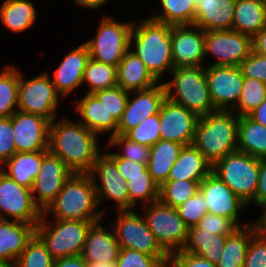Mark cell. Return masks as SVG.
<instances>
[{
    "instance_id": "cell-1",
    "label": "cell",
    "mask_w": 266,
    "mask_h": 267,
    "mask_svg": "<svg viewBox=\"0 0 266 267\" xmlns=\"http://www.w3.org/2000/svg\"><path fill=\"white\" fill-rule=\"evenodd\" d=\"M54 119L49 125V151L73 173H89L96 161L99 137L79 121Z\"/></svg>"
},
{
    "instance_id": "cell-2",
    "label": "cell",
    "mask_w": 266,
    "mask_h": 267,
    "mask_svg": "<svg viewBox=\"0 0 266 267\" xmlns=\"http://www.w3.org/2000/svg\"><path fill=\"white\" fill-rule=\"evenodd\" d=\"M144 19L133 22L129 48L145 63L148 71L159 82L165 72L170 73L174 68L171 25L151 18Z\"/></svg>"
},
{
    "instance_id": "cell-3",
    "label": "cell",
    "mask_w": 266,
    "mask_h": 267,
    "mask_svg": "<svg viewBox=\"0 0 266 267\" xmlns=\"http://www.w3.org/2000/svg\"><path fill=\"white\" fill-rule=\"evenodd\" d=\"M97 192L88 173H73L56 198L42 212L57 220L100 221L105 210L98 211Z\"/></svg>"
},
{
    "instance_id": "cell-4",
    "label": "cell",
    "mask_w": 266,
    "mask_h": 267,
    "mask_svg": "<svg viewBox=\"0 0 266 267\" xmlns=\"http://www.w3.org/2000/svg\"><path fill=\"white\" fill-rule=\"evenodd\" d=\"M238 122L232 110H216L198 118L193 145L213 165L237 150Z\"/></svg>"
},
{
    "instance_id": "cell-5",
    "label": "cell",
    "mask_w": 266,
    "mask_h": 267,
    "mask_svg": "<svg viewBox=\"0 0 266 267\" xmlns=\"http://www.w3.org/2000/svg\"><path fill=\"white\" fill-rule=\"evenodd\" d=\"M170 74L172 80L164 83L169 100L186 107L197 118L217 110L211 100L205 66L177 67Z\"/></svg>"
},
{
    "instance_id": "cell-6",
    "label": "cell",
    "mask_w": 266,
    "mask_h": 267,
    "mask_svg": "<svg viewBox=\"0 0 266 267\" xmlns=\"http://www.w3.org/2000/svg\"><path fill=\"white\" fill-rule=\"evenodd\" d=\"M95 222L98 221L54 219L52 222L42 215L36 225L35 235L54 259L77 256L81 255L87 232Z\"/></svg>"
},
{
    "instance_id": "cell-7",
    "label": "cell",
    "mask_w": 266,
    "mask_h": 267,
    "mask_svg": "<svg viewBox=\"0 0 266 267\" xmlns=\"http://www.w3.org/2000/svg\"><path fill=\"white\" fill-rule=\"evenodd\" d=\"M259 165L260 158L236 150L215 162L212 172L250 204L258 184Z\"/></svg>"
},
{
    "instance_id": "cell-8",
    "label": "cell",
    "mask_w": 266,
    "mask_h": 267,
    "mask_svg": "<svg viewBox=\"0 0 266 267\" xmlns=\"http://www.w3.org/2000/svg\"><path fill=\"white\" fill-rule=\"evenodd\" d=\"M116 216L115 224H111L120 248L141 251L155 256L164 266L168 264L170 255L160 246L144 216L133 209L117 210Z\"/></svg>"
},
{
    "instance_id": "cell-9",
    "label": "cell",
    "mask_w": 266,
    "mask_h": 267,
    "mask_svg": "<svg viewBox=\"0 0 266 267\" xmlns=\"http://www.w3.org/2000/svg\"><path fill=\"white\" fill-rule=\"evenodd\" d=\"M133 22H120L112 17H102L94 38L86 41L90 57L98 62L118 66L130 49Z\"/></svg>"
},
{
    "instance_id": "cell-10",
    "label": "cell",
    "mask_w": 266,
    "mask_h": 267,
    "mask_svg": "<svg viewBox=\"0 0 266 267\" xmlns=\"http://www.w3.org/2000/svg\"><path fill=\"white\" fill-rule=\"evenodd\" d=\"M144 218L160 246L170 255L184 248L188 226L175 207L162 204L159 200L145 205Z\"/></svg>"
},
{
    "instance_id": "cell-11",
    "label": "cell",
    "mask_w": 266,
    "mask_h": 267,
    "mask_svg": "<svg viewBox=\"0 0 266 267\" xmlns=\"http://www.w3.org/2000/svg\"><path fill=\"white\" fill-rule=\"evenodd\" d=\"M60 97L47 72L25 80L19 71L18 110L40 115L52 122L57 118Z\"/></svg>"
},
{
    "instance_id": "cell-12",
    "label": "cell",
    "mask_w": 266,
    "mask_h": 267,
    "mask_svg": "<svg viewBox=\"0 0 266 267\" xmlns=\"http://www.w3.org/2000/svg\"><path fill=\"white\" fill-rule=\"evenodd\" d=\"M41 216L42 211L34 203L31 189L19 185L0 169V219L21 221L36 227Z\"/></svg>"
},
{
    "instance_id": "cell-13",
    "label": "cell",
    "mask_w": 266,
    "mask_h": 267,
    "mask_svg": "<svg viewBox=\"0 0 266 267\" xmlns=\"http://www.w3.org/2000/svg\"><path fill=\"white\" fill-rule=\"evenodd\" d=\"M88 174L93 179L99 205L106 198L116 203L117 210H129L127 184L118 171L116 161L108 153L100 152L97 155ZM98 179L100 183L97 182Z\"/></svg>"
},
{
    "instance_id": "cell-14",
    "label": "cell",
    "mask_w": 266,
    "mask_h": 267,
    "mask_svg": "<svg viewBox=\"0 0 266 267\" xmlns=\"http://www.w3.org/2000/svg\"><path fill=\"white\" fill-rule=\"evenodd\" d=\"M208 88L217 110H232L238 103L244 82L239 66H205ZM230 107V108H228Z\"/></svg>"
},
{
    "instance_id": "cell-15",
    "label": "cell",
    "mask_w": 266,
    "mask_h": 267,
    "mask_svg": "<svg viewBox=\"0 0 266 267\" xmlns=\"http://www.w3.org/2000/svg\"><path fill=\"white\" fill-rule=\"evenodd\" d=\"M205 57L210 54L213 65L239 66L252 51V38L234 30L205 31Z\"/></svg>"
},
{
    "instance_id": "cell-16",
    "label": "cell",
    "mask_w": 266,
    "mask_h": 267,
    "mask_svg": "<svg viewBox=\"0 0 266 267\" xmlns=\"http://www.w3.org/2000/svg\"><path fill=\"white\" fill-rule=\"evenodd\" d=\"M72 174L66 164L50 151L43 157L31 188L34 203L42 212L56 198Z\"/></svg>"
},
{
    "instance_id": "cell-17",
    "label": "cell",
    "mask_w": 266,
    "mask_h": 267,
    "mask_svg": "<svg viewBox=\"0 0 266 267\" xmlns=\"http://www.w3.org/2000/svg\"><path fill=\"white\" fill-rule=\"evenodd\" d=\"M16 153L49 150L50 121L20 110L11 116Z\"/></svg>"
},
{
    "instance_id": "cell-18",
    "label": "cell",
    "mask_w": 266,
    "mask_h": 267,
    "mask_svg": "<svg viewBox=\"0 0 266 267\" xmlns=\"http://www.w3.org/2000/svg\"><path fill=\"white\" fill-rule=\"evenodd\" d=\"M165 99L164 83L156 84L145 90L129 92L126 108L118 121L117 134L125 135L147 117L158 114Z\"/></svg>"
},
{
    "instance_id": "cell-19",
    "label": "cell",
    "mask_w": 266,
    "mask_h": 267,
    "mask_svg": "<svg viewBox=\"0 0 266 267\" xmlns=\"http://www.w3.org/2000/svg\"><path fill=\"white\" fill-rule=\"evenodd\" d=\"M205 31L195 25H171L174 68L204 66Z\"/></svg>"
},
{
    "instance_id": "cell-20",
    "label": "cell",
    "mask_w": 266,
    "mask_h": 267,
    "mask_svg": "<svg viewBox=\"0 0 266 267\" xmlns=\"http://www.w3.org/2000/svg\"><path fill=\"white\" fill-rule=\"evenodd\" d=\"M199 190L205 197L208 213L232 219L239 227L250 224L248 222L240 224L237 219L240 210L248 204L213 172L200 182Z\"/></svg>"
},
{
    "instance_id": "cell-21",
    "label": "cell",
    "mask_w": 266,
    "mask_h": 267,
    "mask_svg": "<svg viewBox=\"0 0 266 267\" xmlns=\"http://www.w3.org/2000/svg\"><path fill=\"white\" fill-rule=\"evenodd\" d=\"M159 118L161 140L182 145L193 144L198 118L189 109L166 97L161 105Z\"/></svg>"
},
{
    "instance_id": "cell-22",
    "label": "cell",
    "mask_w": 266,
    "mask_h": 267,
    "mask_svg": "<svg viewBox=\"0 0 266 267\" xmlns=\"http://www.w3.org/2000/svg\"><path fill=\"white\" fill-rule=\"evenodd\" d=\"M90 58L86 43L79 45L65 55L51 79L60 96H68L83 85L84 69Z\"/></svg>"
},
{
    "instance_id": "cell-23",
    "label": "cell",
    "mask_w": 266,
    "mask_h": 267,
    "mask_svg": "<svg viewBox=\"0 0 266 267\" xmlns=\"http://www.w3.org/2000/svg\"><path fill=\"white\" fill-rule=\"evenodd\" d=\"M100 222H95L90 226L81 256L87 263H116L120 245L113 226L110 223L112 230L108 231Z\"/></svg>"
},
{
    "instance_id": "cell-24",
    "label": "cell",
    "mask_w": 266,
    "mask_h": 267,
    "mask_svg": "<svg viewBox=\"0 0 266 267\" xmlns=\"http://www.w3.org/2000/svg\"><path fill=\"white\" fill-rule=\"evenodd\" d=\"M35 228L33 224L0 219V263H16L35 235Z\"/></svg>"
},
{
    "instance_id": "cell-25",
    "label": "cell",
    "mask_w": 266,
    "mask_h": 267,
    "mask_svg": "<svg viewBox=\"0 0 266 267\" xmlns=\"http://www.w3.org/2000/svg\"><path fill=\"white\" fill-rule=\"evenodd\" d=\"M236 0H200L193 25L204 31L232 30Z\"/></svg>"
},
{
    "instance_id": "cell-26",
    "label": "cell",
    "mask_w": 266,
    "mask_h": 267,
    "mask_svg": "<svg viewBox=\"0 0 266 267\" xmlns=\"http://www.w3.org/2000/svg\"><path fill=\"white\" fill-rule=\"evenodd\" d=\"M75 112L80 115L82 123L90 131L97 135L103 132L117 133L118 121L109 115L104 105L93 95L85 93L82 98L74 101Z\"/></svg>"
},
{
    "instance_id": "cell-27",
    "label": "cell",
    "mask_w": 266,
    "mask_h": 267,
    "mask_svg": "<svg viewBox=\"0 0 266 267\" xmlns=\"http://www.w3.org/2000/svg\"><path fill=\"white\" fill-rule=\"evenodd\" d=\"M212 172V164L193 145H184L172 165L167 181H202Z\"/></svg>"
},
{
    "instance_id": "cell-28",
    "label": "cell",
    "mask_w": 266,
    "mask_h": 267,
    "mask_svg": "<svg viewBox=\"0 0 266 267\" xmlns=\"http://www.w3.org/2000/svg\"><path fill=\"white\" fill-rule=\"evenodd\" d=\"M157 83L145 63L129 49L117 66V86L132 92L151 88Z\"/></svg>"
},
{
    "instance_id": "cell-29",
    "label": "cell",
    "mask_w": 266,
    "mask_h": 267,
    "mask_svg": "<svg viewBox=\"0 0 266 267\" xmlns=\"http://www.w3.org/2000/svg\"><path fill=\"white\" fill-rule=\"evenodd\" d=\"M48 152L49 150L15 153L0 166V169L19 185L31 189L40 171L42 159Z\"/></svg>"
},
{
    "instance_id": "cell-30",
    "label": "cell",
    "mask_w": 266,
    "mask_h": 267,
    "mask_svg": "<svg viewBox=\"0 0 266 267\" xmlns=\"http://www.w3.org/2000/svg\"><path fill=\"white\" fill-rule=\"evenodd\" d=\"M264 26H266L264 0H236L232 30L252 38Z\"/></svg>"
},
{
    "instance_id": "cell-31",
    "label": "cell",
    "mask_w": 266,
    "mask_h": 267,
    "mask_svg": "<svg viewBox=\"0 0 266 267\" xmlns=\"http://www.w3.org/2000/svg\"><path fill=\"white\" fill-rule=\"evenodd\" d=\"M227 236L214 235L202 229L198 224L188 227L187 241L182 249L201 256L212 263H217L224 250Z\"/></svg>"
},
{
    "instance_id": "cell-32",
    "label": "cell",
    "mask_w": 266,
    "mask_h": 267,
    "mask_svg": "<svg viewBox=\"0 0 266 267\" xmlns=\"http://www.w3.org/2000/svg\"><path fill=\"white\" fill-rule=\"evenodd\" d=\"M183 146L177 142L160 139L150 147V160L147 163V168L159 187L167 181L170 169L178 159Z\"/></svg>"
},
{
    "instance_id": "cell-33",
    "label": "cell",
    "mask_w": 266,
    "mask_h": 267,
    "mask_svg": "<svg viewBox=\"0 0 266 267\" xmlns=\"http://www.w3.org/2000/svg\"><path fill=\"white\" fill-rule=\"evenodd\" d=\"M36 10L31 0H4L0 6V20L11 32L21 33L34 25Z\"/></svg>"
},
{
    "instance_id": "cell-34",
    "label": "cell",
    "mask_w": 266,
    "mask_h": 267,
    "mask_svg": "<svg viewBox=\"0 0 266 267\" xmlns=\"http://www.w3.org/2000/svg\"><path fill=\"white\" fill-rule=\"evenodd\" d=\"M237 150L266 159V126L252 120L248 115L239 116Z\"/></svg>"
},
{
    "instance_id": "cell-35",
    "label": "cell",
    "mask_w": 266,
    "mask_h": 267,
    "mask_svg": "<svg viewBox=\"0 0 266 267\" xmlns=\"http://www.w3.org/2000/svg\"><path fill=\"white\" fill-rule=\"evenodd\" d=\"M254 234L252 226L248 224L227 235L217 267H243L247 248Z\"/></svg>"
},
{
    "instance_id": "cell-36",
    "label": "cell",
    "mask_w": 266,
    "mask_h": 267,
    "mask_svg": "<svg viewBox=\"0 0 266 267\" xmlns=\"http://www.w3.org/2000/svg\"><path fill=\"white\" fill-rule=\"evenodd\" d=\"M200 0H160L161 12L149 18L169 25H193L196 4Z\"/></svg>"
},
{
    "instance_id": "cell-37",
    "label": "cell",
    "mask_w": 266,
    "mask_h": 267,
    "mask_svg": "<svg viewBox=\"0 0 266 267\" xmlns=\"http://www.w3.org/2000/svg\"><path fill=\"white\" fill-rule=\"evenodd\" d=\"M86 83L88 94L117 86V66L90 58L83 73V84Z\"/></svg>"
},
{
    "instance_id": "cell-38",
    "label": "cell",
    "mask_w": 266,
    "mask_h": 267,
    "mask_svg": "<svg viewBox=\"0 0 266 267\" xmlns=\"http://www.w3.org/2000/svg\"><path fill=\"white\" fill-rule=\"evenodd\" d=\"M126 184L129 195V210L137 208L138 201L147 205L159 200V186L151 177L147 167L143 170V175L128 177Z\"/></svg>"
},
{
    "instance_id": "cell-39",
    "label": "cell",
    "mask_w": 266,
    "mask_h": 267,
    "mask_svg": "<svg viewBox=\"0 0 266 267\" xmlns=\"http://www.w3.org/2000/svg\"><path fill=\"white\" fill-rule=\"evenodd\" d=\"M0 73V118L10 117L18 110L19 69L6 66Z\"/></svg>"
},
{
    "instance_id": "cell-40",
    "label": "cell",
    "mask_w": 266,
    "mask_h": 267,
    "mask_svg": "<svg viewBox=\"0 0 266 267\" xmlns=\"http://www.w3.org/2000/svg\"><path fill=\"white\" fill-rule=\"evenodd\" d=\"M201 181H166L159 187V201L167 206L177 207L199 191Z\"/></svg>"
},
{
    "instance_id": "cell-41",
    "label": "cell",
    "mask_w": 266,
    "mask_h": 267,
    "mask_svg": "<svg viewBox=\"0 0 266 267\" xmlns=\"http://www.w3.org/2000/svg\"><path fill=\"white\" fill-rule=\"evenodd\" d=\"M266 98V83L255 78L244 77L242 93L232 111L237 116H247Z\"/></svg>"
},
{
    "instance_id": "cell-42",
    "label": "cell",
    "mask_w": 266,
    "mask_h": 267,
    "mask_svg": "<svg viewBox=\"0 0 266 267\" xmlns=\"http://www.w3.org/2000/svg\"><path fill=\"white\" fill-rule=\"evenodd\" d=\"M54 260L43 242L34 235L15 264L17 267H53Z\"/></svg>"
},
{
    "instance_id": "cell-43",
    "label": "cell",
    "mask_w": 266,
    "mask_h": 267,
    "mask_svg": "<svg viewBox=\"0 0 266 267\" xmlns=\"http://www.w3.org/2000/svg\"><path fill=\"white\" fill-rule=\"evenodd\" d=\"M107 142L108 147L119 146L120 153H115L124 159H129L133 162L147 165L150 160V147L131 141L127 136L121 134H113Z\"/></svg>"
},
{
    "instance_id": "cell-44",
    "label": "cell",
    "mask_w": 266,
    "mask_h": 267,
    "mask_svg": "<svg viewBox=\"0 0 266 267\" xmlns=\"http://www.w3.org/2000/svg\"><path fill=\"white\" fill-rule=\"evenodd\" d=\"M125 136L131 141L151 147L160 139V118L159 113L147 117L137 127L129 130Z\"/></svg>"
},
{
    "instance_id": "cell-45",
    "label": "cell",
    "mask_w": 266,
    "mask_h": 267,
    "mask_svg": "<svg viewBox=\"0 0 266 267\" xmlns=\"http://www.w3.org/2000/svg\"><path fill=\"white\" fill-rule=\"evenodd\" d=\"M93 95L104 105L109 115H112L117 121L121 119L128 101V91L120 86H115L97 91Z\"/></svg>"
},
{
    "instance_id": "cell-46",
    "label": "cell",
    "mask_w": 266,
    "mask_h": 267,
    "mask_svg": "<svg viewBox=\"0 0 266 267\" xmlns=\"http://www.w3.org/2000/svg\"><path fill=\"white\" fill-rule=\"evenodd\" d=\"M176 208L179 216L188 227L198 224L208 213V205L205 203V197L200 190Z\"/></svg>"
},
{
    "instance_id": "cell-47",
    "label": "cell",
    "mask_w": 266,
    "mask_h": 267,
    "mask_svg": "<svg viewBox=\"0 0 266 267\" xmlns=\"http://www.w3.org/2000/svg\"><path fill=\"white\" fill-rule=\"evenodd\" d=\"M116 267H164L155 257L141 251L120 248Z\"/></svg>"
},
{
    "instance_id": "cell-48",
    "label": "cell",
    "mask_w": 266,
    "mask_h": 267,
    "mask_svg": "<svg viewBox=\"0 0 266 267\" xmlns=\"http://www.w3.org/2000/svg\"><path fill=\"white\" fill-rule=\"evenodd\" d=\"M243 267H266V235L251 237Z\"/></svg>"
},
{
    "instance_id": "cell-49",
    "label": "cell",
    "mask_w": 266,
    "mask_h": 267,
    "mask_svg": "<svg viewBox=\"0 0 266 267\" xmlns=\"http://www.w3.org/2000/svg\"><path fill=\"white\" fill-rule=\"evenodd\" d=\"M198 225L205 231L214 235L227 236L232 234L239 226L232 220L223 216L206 213Z\"/></svg>"
},
{
    "instance_id": "cell-50",
    "label": "cell",
    "mask_w": 266,
    "mask_h": 267,
    "mask_svg": "<svg viewBox=\"0 0 266 267\" xmlns=\"http://www.w3.org/2000/svg\"><path fill=\"white\" fill-rule=\"evenodd\" d=\"M242 74L266 83V57L251 51L239 65Z\"/></svg>"
},
{
    "instance_id": "cell-51",
    "label": "cell",
    "mask_w": 266,
    "mask_h": 267,
    "mask_svg": "<svg viewBox=\"0 0 266 267\" xmlns=\"http://www.w3.org/2000/svg\"><path fill=\"white\" fill-rule=\"evenodd\" d=\"M15 153L11 118H0V166Z\"/></svg>"
},
{
    "instance_id": "cell-52",
    "label": "cell",
    "mask_w": 266,
    "mask_h": 267,
    "mask_svg": "<svg viewBox=\"0 0 266 267\" xmlns=\"http://www.w3.org/2000/svg\"><path fill=\"white\" fill-rule=\"evenodd\" d=\"M168 265L170 267H217L216 263L183 250L171 253Z\"/></svg>"
},
{
    "instance_id": "cell-53",
    "label": "cell",
    "mask_w": 266,
    "mask_h": 267,
    "mask_svg": "<svg viewBox=\"0 0 266 267\" xmlns=\"http://www.w3.org/2000/svg\"><path fill=\"white\" fill-rule=\"evenodd\" d=\"M108 154L116 161L118 171L124 177L125 182L130 176L143 175V170L147 167V165L121 158L115 153L108 152Z\"/></svg>"
},
{
    "instance_id": "cell-54",
    "label": "cell",
    "mask_w": 266,
    "mask_h": 267,
    "mask_svg": "<svg viewBox=\"0 0 266 267\" xmlns=\"http://www.w3.org/2000/svg\"><path fill=\"white\" fill-rule=\"evenodd\" d=\"M266 201V159H260L258 184L251 204H259Z\"/></svg>"
},
{
    "instance_id": "cell-55",
    "label": "cell",
    "mask_w": 266,
    "mask_h": 267,
    "mask_svg": "<svg viewBox=\"0 0 266 267\" xmlns=\"http://www.w3.org/2000/svg\"><path fill=\"white\" fill-rule=\"evenodd\" d=\"M252 51L266 57V26L252 37Z\"/></svg>"
},
{
    "instance_id": "cell-56",
    "label": "cell",
    "mask_w": 266,
    "mask_h": 267,
    "mask_svg": "<svg viewBox=\"0 0 266 267\" xmlns=\"http://www.w3.org/2000/svg\"><path fill=\"white\" fill-rule=\"evenodd\" d=\"M53 267H87V262L81 255L55 259Z\"/></svg>"
},
{
    "instance_id": "cell-57",
    "label": "cell",
    "mask_w": 266,
    "mask_h": 267,
    "mask_svg": "<svg viewBox=\"0 0 266 267\" xmlns=\"http://www.w3.org/2000/svg\"><path fill=\"white\" fill-rule=\"evenodd\" d=\"M256 206H258L259 208H262V213L259 216L260 218L258 220H256V222H250V225L253 228V231L256 234L259 235H266V201L261 202L259 204H257Z\"/></svg>"
},
{
    "instance_id": "cell-58",
    "label": "cell",
    "mask_w": 266,
    "mask_h": 267,
    "mask_svg": "<svg viewBox=\"0 0 266 267\" xmlns=\"http://www.w3.org/2000/svg\"><path fill=\"white\" fill-rule=\"evenodd\" d=\"M248 116L252 120L266 126V98L256 109L250 112Z\"/></svg>"
},
{
    "instance_id": "cell-59",
    "label": "cell",
    "mask_w": 266,
    "mask_h": 267,
    "mask_svg": "<svg viewBox=\"0 0 266 267\" xmlns=\"http://www.w3.org/2000/svg\"><path fill=\"white\" fill-rule=\"evenodd\" d=\"M77 5L82 6V8H89V9H98L102 8L104 4L107 3L109 0H74Z\"/></svg>"
},
{
    "instance_id": "cell-60",
    "label": "cell",
    "mask_w": 266,
    "mask_h": 267,
    "mask_svg": "<svg viewBox=\"0 0 266 267\" xmlns=\"http://www.w3.org/2000/svg\"><path fill=\"white\" fill-rule=\"evenodd\" d=\"M87 267H116V263H87Z\"/></svg>"
},
{
    "instance_id": "cell-61",
    "label": "cell",
    "mask_w": 266,
    "mask_h": 267,
    "mask_svg": "<svg viewBox=\"0 0 266 267\" xmlns=\"http://www.w3.org/2000/svg\"><path fill=\"white\" fill-rule=\"evenodd\" d=\"M0 267H17L15 263H0Z\"/></svg>"
}]
</instances>
